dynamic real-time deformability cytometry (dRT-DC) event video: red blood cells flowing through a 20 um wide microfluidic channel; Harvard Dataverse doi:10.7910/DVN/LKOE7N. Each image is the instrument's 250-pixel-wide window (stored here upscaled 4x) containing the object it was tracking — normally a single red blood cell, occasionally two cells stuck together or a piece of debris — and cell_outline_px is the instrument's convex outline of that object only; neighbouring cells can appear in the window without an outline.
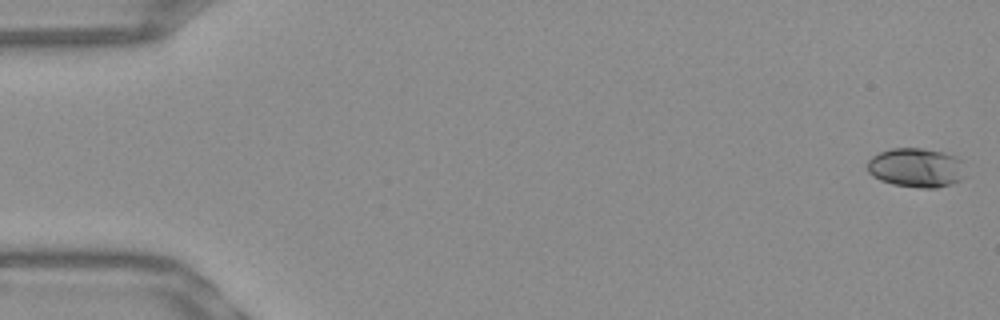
{"species": "Egyptian fruit bat (a non-hibernating species)", "species_latin": "Rousettus aegyptiacus", "temperature_condition": "warm", "stored_images_in_passage": 52, "camera_frame_rate_fps": 3000, "um_per_image_px": 0.085, "frame": {"image": 1, "passage_image": 1, "time_ms": 0.0, "image_size_px": [1000, 320], "cell_outline_px": [[964, 176], [960, 180], [936, 188], [920, 188], [892, 184], [880, 180], [872, 176], [868, 172], [868, 160], [872, 156], [880, 152], [892, 148], [924, 148], [944, 152], [956, 156], [964, 160]], "centroid_in_image_um": [77.89, 14.24], "position_along_channel_um": 7.1, "area_um2": 22.66}}
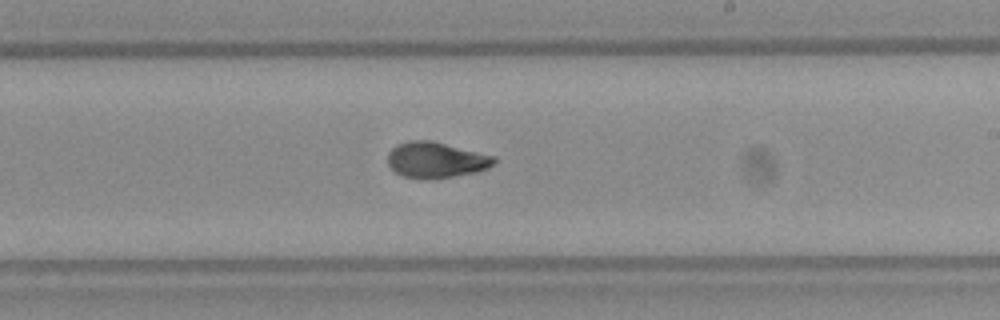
{"frame": {"image": 2, "passage_image": 31, "time_ms": 10.0, "image_size_px": [1000, 320], "cell_outline_px": [[500, 160], [496, 164], [488, 168], [476, 172], [452, 176], [404, 176], [396, 172], [388, 164], [388, 152], [396, 144], [412, 140], [432, 140], [496, 156]], "centroid_in_image_um": [37.13, 13.54], "position_along_channel_um": 251.9, "area_um2": 21.79}}
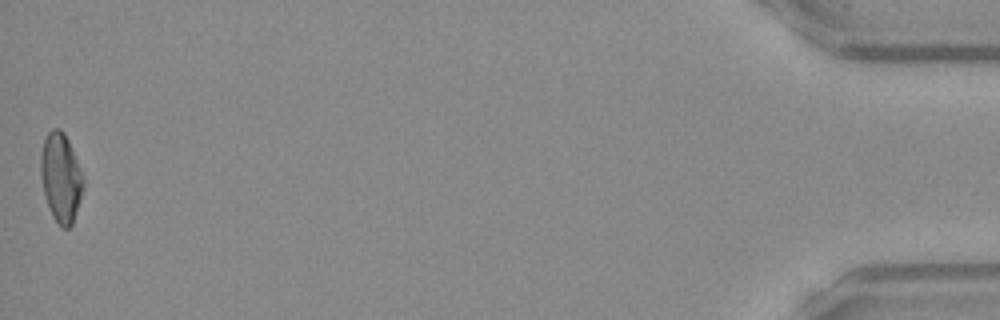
{"frame": {"image": 3, "passage_image": 52, "time_ms": 17.0, "image_size_px": [1000, 320], "cell_outline_px": [[84, 188], [72, 224], [68, 228], [60, 228], [52, 216], [48, 208], [40, 176], [40, 156], [44, 140], [48, 132], [52, 128], [60, 128], [64, 132], [68, 140], [80, 168], [84, 180]], "centroid_in_image_um": [5.16, 15.11], "position_along_channel_um": 430.0, "area_um2": 22.2}, "authors_computed_cell_mechanics": {"area_um2": 21.8195, "velocity_mm_per_s": 3.9152, "shape_relaxation_time_tau1_ms": 8.8875, "shape_relaxation_time_tau2_ms": 1.6412, "deformation_change_tau1": 0.2105, "deformation_change_tau2": 0.0713}}